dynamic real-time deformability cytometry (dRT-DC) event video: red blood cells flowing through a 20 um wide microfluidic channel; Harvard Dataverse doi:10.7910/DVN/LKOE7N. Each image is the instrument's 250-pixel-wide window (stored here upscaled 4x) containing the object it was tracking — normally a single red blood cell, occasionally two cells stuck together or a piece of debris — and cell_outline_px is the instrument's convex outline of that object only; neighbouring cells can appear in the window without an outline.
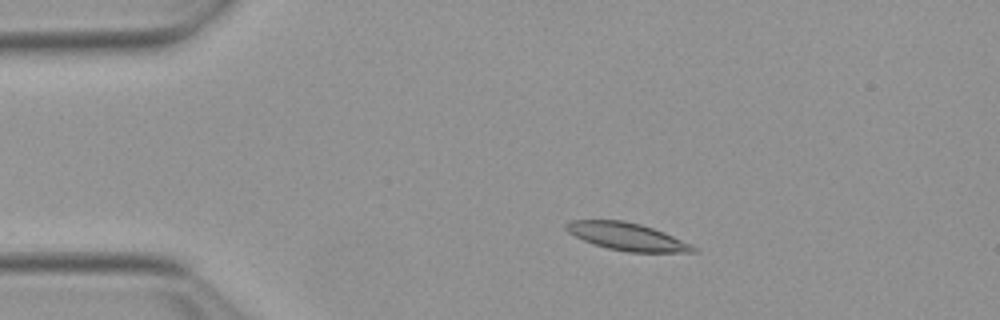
{"species": "Egyptian fruit bat (a non-hibernating species)", "species_latin": "Rousettus aegyptiacus", "temperature_condition": "warm", "stored_images_in_passage": 46, "camera_frame_rate_fps": 3000, "um_per_image_px": 0.085, "animal": {"sex": "female"}, "frame": {"image": 1, "passage_image": 11, "time_ms": 3.333, "image_size_px": [1000, 320], "cell_outline_px": [[696, 252], [628, 252], [608, 248], [592, 244], [568, 232], [564, 228], [564, 224], [568, 220], [624, 220], [640, 224], [664, 232], [696, 248]], "centroid_in_image_um": [53.21, 20.1], "position_along_channel_um": 31.8, "area_um2": 20.17}}
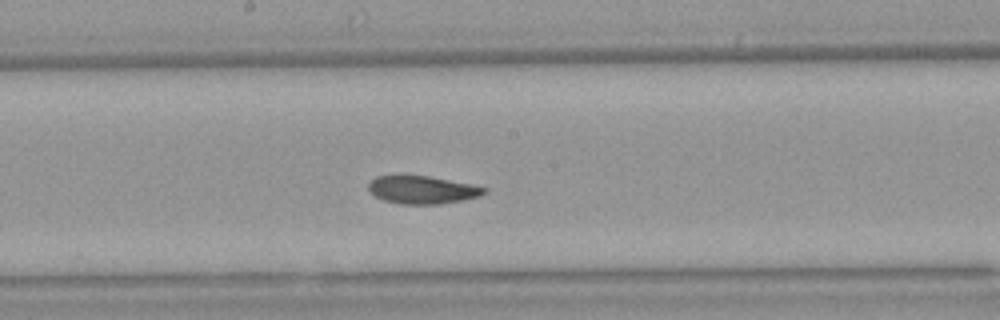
{"frame": {"image": 2, "passage_image": 29, "time_ms": 9.333, "image_size_px": [1000, 320], "cell_outline_px": [[488, 188], [480, 196], [464, 200], [440, 204], [400, 204], [384, 200], [376, 196], [368, 188], [368, 184], [376, 176], [400, 172], [428, 176], [472, 184]], "centroid_in_image_um": [35.85, 16.09], "position_along_channel_um": 212.3, "area_um2": 19.36}}
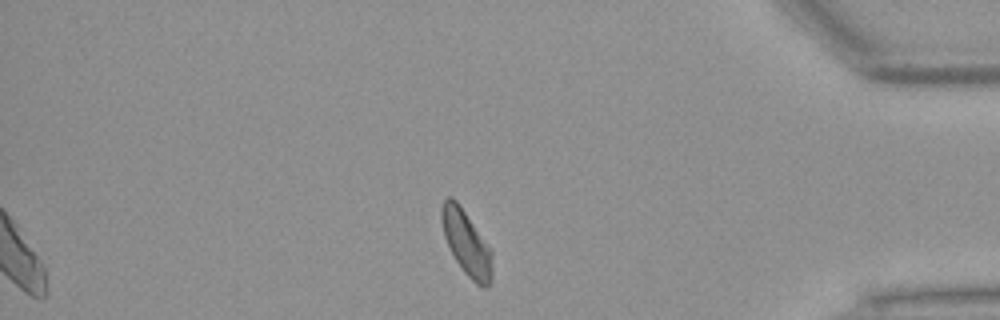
{"frame": {"image": 3, "passage_image": 46, "time_ms": 15.0, "image_size_px": [1000, 320], "cell_outline_px": [[492, 280], [488, 288], [484, 288], [476, 284], [464, 272], [456, 260], [444, 236], [440, 220], [440, 208], [444, 200], [448, 196], [452, 196], [456, 200], [492, 248]], "centroid_in_image_um": [39.66, 20.65], "position_along_channel_um": 395.5, "area_um2": 19.36}, "authors_computed_cell_mechanics": {"area_um2": 19.7965, "velocity_mm_per_s": 3.8273, "shape_relaxation_time_tau1_ms": 5.2885, "shape_relaxation_time_tau2_ms": 2.8158, "deformation_change_tau1": 0.1414, "deformation_change_tau2": 0.0896}}